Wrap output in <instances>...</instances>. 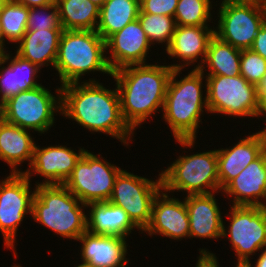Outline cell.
Returning a JSON list of instances; mask_svg holds the SVG:
<instances>
[{
	"label": "cell",
	"mask_w": 266,
	"mask_h": 267,
	"mask_svg": "<svg viewBox=\"0 0 266 267\" xmlns=\"http://www.w3.org/2000/svg\"><path fill=\"white\" fill-rule=\"evenodd\" d=\"M237 264L235 267H250V265L247 262H236Z\"/></svg>",
	"instance_id": "7bdbcfd3"
},
{
	"label": "cell",
	"mask_w": 266,
	"mask_h": 267,
	"mask_svg": "<svg viewBox=\"0 0 266 267\" xmlns=\"http://www.w3.org/2000/svg\"><path fill=\"white\" fill-rule=\"evenodd\" d=\"M140 0H106L99 11L97 33L106 41L127 24L138 19Z\"/></svg>",
	"instance_id": "484cf974"
},
{
	"label": "cell",
	"mask_w": 266,
	"mask_h": 267,
	"mask_svg": "<svg viewBox=\"0 0 266 267\" xmlns=\"http://www.w3.org/2000/svg\"><path fill=\"white\" fill-rule=\"evenodd\" d=\"M222 238L231 243L237 262H248L251 256L266 246V209L261 206L231 205ZM228 230V231H227Z\"/></svg>",
	"instance_id": "8fae6325"
},
{
	"label": "cell",
	"mask_w": 266,
	"mask_h": 267,
	"mask_svg": "<svg viewBox=\"0 0 266 267\" xmlns=\"http://www.w3.org/2000/svg\"><path fill=\"white\" fill-rule=\"evenodd\" d=\"M262 207L266 209V200H265V202H264Z\"/></svg>",
	"instance_id": "c3c4849f"
},
{
	"label": "cell",
	"mask_w": 266,
	"mask_h": 267,
	"mask_svg": "<svg viewBox=\"0 0 266 267\" xmlns=\"http://www.w3.org/2000/svg\"><path fill=\"white\" fill-rule=\"evenodd\" d=\"M55 94L44 85L19 92L0 106V117L21 128L48 133L56 123L55 115H61V86Z\"/></svg>",
	"instance_id": "52a82bcc"
},
{
	"label": "cell",
	"mask_w": 266,
	"mask_h": 267,
	"mask_svg": "<svg viewBox=\"0 0 266 267\" xmlns=\"http://www.w3.org/2000/svg\"><path fill=\"white\" fill-rule=\"evenodd\" d=\"M29 132L0 117V160L10 166V173H23L18 166L32 162L36 143Z\"/></svg>",
	"instance_id": "cb8c5ba5"
},
{
	"label": "cell",
	"mask_w": 266,
	"mask_h": 267,
	"mask_svg": "<svg viewBox=\"0 0 266 267\" xmlns=\"http://www.w3.org/2000/svg\"><path fill=\"white\" fill-rule=\"evenodd\" d=\"M89 1L97 5L99 8H101L103 4L106 2V0H89Z\"/></svg>",
	"instance_id": "b9f144b4"
},
{
	"label": "cell",
	"mask_w": 266,
	"mask_h": 267,
	"mask_svg": "<svg viewBox=\"0 0 266 267\" xmlns=\"http://www.w3.org/2000/svg\"><path fill=\"white\" fill-rule=\"evenodd\" d=\"M78 152L74 151L71 147L66 145H49L40 147L35 145L33 158L28 169L23 173L31 179L32 176L37 174L44 178L42 182H35L37 184L63 185L71 175L76 166L77 161L81 158L86 151L84 147H78Z\"/></svg>",
	"instance_id": "5bb4252c"
},
{
	"label": "cell",
	"mask_w": 266,
	"mask_h": 267,
	"mask_svg": "<svg viewBox=\"0 0 266 267\" xmlns=\"http://www.w3.org/2000/svg\"><path fill=\"white\" fill-rule=\"evenodd\" d=\"M213 1L179 0L174 14L178 26H210Z\"/></svg>",
	"instance_id": "4dcf8cb0"
},
{
	"label": "cell",
	"mask_w": 266,
	"mask_h": 267,
	"mask_svg": "<svg viewBox=\"0 0 266 267\" xmlns=\"http://www.w3.org/2000/svg\"><path fill=\"white\" fill-rule=\"evenodd\" d=\"M40 70L36 64L17 54L12 57L10 52H6L4 60L0 63V106L13 95L40 86L36 79L39 78L37 74L41 73Z\"/></svg>",
	"instance_id": "7402d4cb"
},
{
	"label": "cell",
	"mask_w": 266,
	"mask_h": 267,
	"mask_svg": "<svg viewBox=\"0 0 266 267\" xmlns=\"http://www.w3.org/2000/svg\"><path fill=\"white\" fill-rule=\"evenodd\" d=\"M6 52L0 47V63L4 60Z\"/></svg>",
	"instance_id": "ee69618b"
},
{
	"label": "cell",
	"mask_w": 266,
	"mask_h": 267,
	"mask_svg": "<svg viewBox=\"0 0 266 267\" xmlns=\"http://www.w3.org/2000/svg\"><path fill=\"white\" fill-rule=\"evenodd\" d=\"M266 74V60L251 49L242 50L240 75L249 83L256 85Z\"/></svg>",
	"instance_id": "d6a6232c"
},
{
	"label": "cell",
	"mask_w": 266,
	"mask_h": 267,
	"mask_svg": "<svg viewBox=\"0 0 266 267\" xmlns=\"http://www.w3.org/2000/svg\"><path fill=\"white\" fill-rule=\"evenodd\" d=\"M63 30H96L100 8L89 0H56Z\"/></svg>",
	"instance_id": "83f0119b"
},
{
	"label": "cell",
	"mask_w": 266,
	"mask_h": 267,
	"mask_svg": "<svg viewBox=\"0 0 266 267\" xmlns=\"http://www.w3.org/2000/svg\"><path fill=\"white\" fill-rule=\"evenodd\" d=\"M11 1L24 4L28 8L46 6L56 3V0H11Z\"/></svg>",
	"instance_id": "74e56055"
},
{
	"label": "cell",
	"mask_w": 266,
	"mask_h": 267,
	"mask_svg": "<svg viewBox=\"0 0 266 267\" xmlns=\"http://www.w3.org/2000/svg\"><path fill=\"white\" fill-rule=\"evenodd\" d=\"M28 15L29 8L24 4L14 1H7L4 4L0 13V22L6 41L18 44L27 32Z\"/></svg>",
	"instance_id": "f1b7e54d"
},
{
	"label": "cell",
	"mask_w": 266,
	"mask_h": 267,
	"mask_svg": "<svg viewBox=\"0 0 266 267\" xmlns=\"http://www.w3.org/2000/svg\"><path fill=\"white\" fill-rule=\"evenodd\" d=\"M11 267H22V266H20V265H16V264H15V265H13V266H11Z\"/></svg>",
	"instance_id": "681fc988"
},
{
	"label": "cell",
	"mask_w": 266,
	"mask_h": 267,
	"mask_svg": "<svg viewBox=\"0 0 266 267\" xmlns=\"http://www.w3.org/2000/svg\"><path fill=\"white\" fill-rule=\"evenodd\" d=\"M172 71L169 65L147 63L112 72L120 96L122 118L133 132L159 109L163 110Z\"/></svg>",
	"instance_id": "7a4b0ae2"
},
{
	"label": "cell",
	"mask_w": 266,
	"mask_h": 267,
	"mask_svg": "<svg viewBox=\"0 0 266 267\" xmlns=\"http://www.w3.org/2000/svg\"><path fill=\"white\" fill-rule=\"evenodd\" d=\"M160 174L165 192L183 191L186 196L220 193L216 149L180 155Z\"/></svg>",
	"instance_id": "8992f818"
},
{
	"label": "cell",
	"mask_w": 266,
	"mask_h": 267,
	"mask_svg": "<svg viewBox=\"0 0 266 267\" xmlns=\"http://www.w3.org/2000/svg\"><path fill=\"white\" fill-rule=\"evenodd\" d=\"M162 190L161 174L156 180L122 170L116 177L109 202L123 208L141 233L151 220L152 205Z\"/></svg>",
	"instance_id": "7c38bea8"
},
{
	"label": "cell",
	"mask_w": 266,
	"mask_h": 267,
	"mask_svg": "<svg viewBox=\"0 0 266 267\" xmlns=\"http://www.w3.org/2000/svg\"><path fill=\"white\" fill-rule=\"evenodd\" d=\"M122 170L100 157V153L86 150L63 185L84 204L109 201Z\"/></svg>",
	"instance_id": "30bf717a"
},
{
	"label": "cell",
	"mask_w": 266,
	"mask_h": 267,
	"mask_svg": "<svg viewBox=\"0 0 266 267\" xmlns=\"http://www.w3.org/2000/svg\"><path fill=\"white\" fill-rule=\"evenodd\" d=\"M262 115L264 116V118H266V103L262 106V113L260 114V116L262 117Z\"/></svg>",
	"instance_id": "f6af8a7d"
},
{
	"label": "cell",
	"mask_w": 266,
	"mask_h": 267,
	"mask_svg": "<svg viewBox=\"0 0 266 267\" xmlns=\"http://www.w3.org/2000/svg\"><path fill=\"white\" fill-rule=\"evenodd\" d=\"M138 20L151 45L161 43L166 48L170 45L176 27L174 17L143 13L140 10Z\"/></svg>",
	"instance_id": "f546056e"
},
{
	"label": "cell",
	"mask_w": 266,
	"mask_h": 267,
	"mask_svg": "<svg viewBox=\"0 0 266 267\" xmlns=\"http://www.w3.org/2000/svg\"><path fill=\"white\" fill-rule=\"evenodd\" d=\"M181 71L183 70L172 71L162 112L176 142L181 147L192 149L195 147L204 108L208 113L207 93L203 96V89L207 88V84H203L206 78L199 69L192 68L187 75L180 78Z\"/></svg>",
	"instance_id": "3957f363"
},
{
	"label": "cell",
	"mask_w": 266,
	"mask_h": 267,
	"mask_svg": "<svg viewBox=\"0 0 266 267\" xmlns=\"http://www.w3.org/2000/svg\"><path fill=\"white\" fill-rule=\"evenodd\" d=\"M63 29L56 3L29 8L27 31Z\"/></svg>",
	"instance_id": "1f68e13d"
},
{
	"label": "cell",
	"mask_w": 266,
	"mask_h": 267,
	"mask_svg": "<svg viewBox=\"0 0 266 267\" xmlns=\"http://www.w3.org/2000/svg\"><path fill=\"white\" fill-rule=\"evenodd\" d=\"M5 3H6L5 0H0V13L2 12V9Z\"/></svg>",
	"instance_id": "7dc6e473"
},
{
	"label": "cell",
	"mask_w": 266,
	"mask_h": 267,
	"mask_svg": "<svg viewBox=\"0 0 266 267\" xmlns=\"http://www.w3.org/2000/svg\"><path fill=\"white\" fill-rule=\"evenodd\" d=\"M151 43L138 19L106 40L108 65L112 72L130 65L147 64Z\"/></svg>",
	"instance_id": "9a60e30c"
},
{
	"label": "cell",
	"mask_w": 266,
	"mask_h": 267,
	"mask_svg": "<svg viewBox=\"0 0 266 267\" xmlns=\"http://www.w3.org/2000/svg\"><path fill=\"white\" fill-rule=\"evenodd\" d=\"M163 189L153 201L151 220L143 230L149 236L162 235L173 240L189 237V216L185 204L178 198L168 196Z\"/></svg>",
	"instance_id": "2e32d148"
},
{
	"label": "cell",
	"mask_w": 266,
	"mask_h": 267,
	"mask_svg": "<svg viewBox=\"0 0 266 267\" xmlns=\"http://www.w3.org/2000/svg\"><path fill=\"white\" fill-rule=\"evenodd\" d=\"M219 5L214 35L236 49H250L266 21L261 0H226Z\"/></svg>",
	"instance_id": "ba28073f"
},
{
	"label": "cell",
	"mask_w": 266,
	"mask_h": 267,
	"mask_svg": "<svg viewBox=\"0 0 266 267\" xmlns=\"http://www.w3.org/2000/svg\"><path fill=\"white\" fill-rule=\"evenodd\" d=\"M62 32L63 29L27 31L17 44L16 54L40 69L49 65L54 68Z\"/></svg>",
	"instance_id": "d4e9b609"
},
{
	"label": "cell",
	"mask_w": 266,
	"mask_h": 267,
	"mask_svg": "<svg viewBox=\"0 0 266 267\" xmlns=\"http://www.w3.org/2000/svg\"><path fill=\"white\" fill-rule=\"evenodd\" d=\"M233 147L216 149L218 176L221 190L263 152V142L258 132L240 138Z\"/></svg>",
	"instance_id": "44dd1931"
},
{
	"label": "cell",
	"mask_w": 266,
	"mask_h": 267,
	"mask_svg": "<svg viewBox=\"0 0 266 267\" xmlns=\"http://www.w3.org/2000/svg\"><path fill=\"white\" fill-rule=\"evenodd\" d=\"M179 0H140V10L148 14L174 17Z\"/></svg>",
	"instance_id": "836d02e7"
},
{
	"label": "cell",
	"mask_w": 266,
	"mask_h": 267,
	"mask_svg": "<svg viewBox=\"0 0 266 267\" xmlns=\"http://www.w3.org/2000/svg\"><path fill=\"white\" fill-rule=\"evenodd\" d=\"M87 231L95 235H112L127 239L134 231L140 230L128 217L127 212L120 207L105 202L86 204Z\"/></svg>",
	"instance_id": "603a6c76"
},
{
	"label": "cell",
	"mask_w": 266,
	"mask_h": 267,
	"mask_svg": "<svg viewBox=\"0 0 266 267\" xmlns=\"http://www.w3.org/2000/svg\"><path fill=\"white\" fill-rule=\"evenodd\" d=\"M216 200L214 193L185 197L189 216V239L222 238L223 216Z\"/></svg>",
	"instance_id": "ffe728a7"
},
{
	"label": "cell",
	"mask_w": 266,
	"mask_h": 267,
	"mask_svg": "<svg viewBox=\"0 0 266 267\" xmlns=\"http://www.w3.org/2000/svg\"><path fill=\"white\" fill-rule=\"evenodd\" d=\"M5 36L3 34V30H2V24L0 22V47L5 51L8 52V50H6V45H5ZM5 46V47H4Z\"/></svg>",
	"instance_id": "ab89813d"
},
{
	"label": "cell",
	"mask_w": 266,
	"mask_h": 267,
	"mask_svg": "<svg viewBox=\"0 0 266 267\" xmlns=\"http://www.w3.org/2000/svg\"><path fill=\"white\" fill-rule=\"evenodd\" d=\"M233 205L263 206L266 200V151L246 166L222 190Z\"/></svg>",
	"instance_id": "d6986e66"
},
{
	"label": "cell",
	"mask_w": 266,
	"mask_h": 267,
	"mask_svg": "<svg viewBox=\"0 0 266 267\" xmlns=\"http://www.w3.org/2000/svg\"><path fill=\"white\" fill-rule=\"evenodd\" d=\"M262 250V251H261ZM259 251L258 258L257 260L255 259V263L252 265L251 260H249L247 263L250 265V267H266V246H264L262 249Z\"/></svg>",
	"instance_id": "f35d334b"
},
{
	"label": "cell",
	"mask_w": 266,
	"mask_h": 267,
	"mask_svg": "<svg viewBox=\"0 0 266 267\" xmlns=\"http://www.w3.org/2000/svg\"><path fill=\"white\" fill-rule=\"evenodd\" d=\"M256 97L262 107L266 103V74L256 84Z\"/></svg>",
	"instance_id": "8d00e7d4"
},
{
	"label": "cell",
	"mask_w": 266,
	"mask_h": 267,
	"mask_svg": "<svg viewBox=\"0 0 266 267\" xmlns=\"http://www.w3.org/2000/svg\"><path fill=\"white\" fill-rule=\"evenodd\" d=\"M61 115L91 133L108 134L124 146H128L134 138L135 132L121 115L117 86L114 90L107 89L94 78L61 87Z\"/></svg>",
	"instance_id": "6da1fadb"
},
{
	"label": "cell",
	"mask_w": 266,
	"mask_h": 267,
	"mask_svg": "<svg viewBox=\"0 0 266 267\" xmlns=\"http://www.w3.org/2000/svg\"><path fill=\"white\" fill-rule=\"evenodd\" d=\"M76 241L81 244V261L84 267H125L128 266L127 239L112 235H95L88 231Z\"/></svg>",
	"instance_id": "ac0fdd59"
},
{
	"label": "cell",
	"mask_w": 266,
	"mask_h": 267,
	"mask_svg": "<svg viewBox=\"0 0 266 267\" xmlns=\"http://www.w3.org/2000/svg\"><path fill=\"white\" fill-rule=\"evenodd\" d=\"M214 36V26H178L175 31L170 45L165 48V54L172 59L182 60L179 64H169L172 69L183 70L190 65L195 66L194 69H199L203 64L208 45L211 38ZM181 63V64H180Z\"/></svg>",
	"instance_id": "e0dca14e"
},
{
	"label": "cell",
	"mask_w": 266,
	"mask_h": 267,
	"mask_svg": "<svg viewBox=\"0 0 266 267\" xmlns=\"http://www.w3.org/2000/svg\"><path fill=\"white\" fill-rule=\"evenodd\" d=\"M208 112L232 117H260L262 107L256 97V85L238 76H205Z\"/></svg>",
	"instance_id": "9c48e42d"
},
{
	"label": "cell",
	"mask_w": 266,
	"mask_h": 267,
	"mask_svg": "<svg viewBox=\"0 0 266 267\" xmlns=\"http://www.w3.org/2000/svg\"><path fill=\"white\" fill-rule=\"evenodd\" d=\"M250 49L266 60V21L257 32L254 43Z\"/></svg>",
	"instance_id": "e575fe53"
},
{
	"label": "cell",
	"mask_w": 266,
	"mask_h": 267,
	"mask_svg": "<svg viewBox=\"0 0 266 267\" xmlns=\"http://www.w3.org/2000/svg\"><path fill=\"white\" fill-rule=\"evenodd\" d=\"M206 248L199 249V257L195 267H220L216 254L211 253Z\"/></svg>",
	"instance_id": "d590c367"
},
{
	"label": "cell",
	"mask_w": 266,
	"mask_h": 267,
	"mask_svg": "<svg viewBox=\"0 0 266 267\" xmlns=\"http://www.w3.org/2000/svg\"><path fill=\"white\" fill-rule=\"evenodd\" d=\"M265 122H266V119H265ZM258 133L260 134V136L262 138L264 151H266V127H264L263 130L261 129V131H258Z\"/></svg>",
	"instance_id": "60d3db41"
},
{
	"label": "cell",
	"mask_w": 266,
	"mask_h": 267,
	"mask_svg": "<svg viewBox=\"0 0 266 267\" xmlns=\"http://www.w3.org/2000/svg\"><path fill=\"white\" fill-rule=\"evenodd\" d=\"M105 54L106 41L96 30H63L54 66L60 86L80 82L90 72L112 76Z\"/></svg>",
	"instance_id": "277c9868"
},
{
	"label": "cell",
	"mask_w": 266,
	"mask_h": 267,
	"mask_svg": "<svg viewBox=\"0 0 266 267\" xmlns=\"http://www.w3.org/2000/svg\"><path fill=\"white\" fill-rule=\"evenodd\" d=\"M31 180L24 173H9L0 181V232L5 247L13 249L17 258L15 239L21 222L32 214L35 188L31 190Z\"/></svg>",
	"instance_id": "4fadbf2b"
},
{
	"label": "cell",
	"mask_w": 266,
	"mask_h": 267,
	"mask_svg": "<svg viewBox=\"0 0 266 267\" xmlns=\"http://www.w3.org/2000/svg\"><path fill=\"white\" fill-rule=\"evenodd\" d=\"M85 209L86 204L64 185L37 184L31 219L63 239L77 240L87 231Z\"/></svg>",
	"instance_id": "5b68a950"
},
{
	"label": "cell",
	"mask_w": 266,
	"mask_h": 267,
	"mask_svg": "<svg viewBox=\"0 0 266 267\" xmlns=\"http://www.w3.org/2000/svg\"><path fill=\"white\" fill-rule=\"evenodd\" d=\"M262 5H263V9H264V13H265V19H266V0H261Z\"/></svg>",
	"instance_id": "bcb514c9"
},
{
	"label": "cell",
	"mask_w": 266,
	"mask_h": 267,
	"mask_svg": "<svg viewBox=\"0 0 266 267\" xmlns=\"http://www.w3.org/2000/svg\"><path fill=\"white\" fill-rule=\"evenodd\" d=\"M241 52L242 50L236 49L214 35L209 42L205 60L199 70L205 76H238L240 75ZM206 70L209 72L207 73Z\"/></svg>",
	"instance_id": "4316f807"
}]
</instances>
